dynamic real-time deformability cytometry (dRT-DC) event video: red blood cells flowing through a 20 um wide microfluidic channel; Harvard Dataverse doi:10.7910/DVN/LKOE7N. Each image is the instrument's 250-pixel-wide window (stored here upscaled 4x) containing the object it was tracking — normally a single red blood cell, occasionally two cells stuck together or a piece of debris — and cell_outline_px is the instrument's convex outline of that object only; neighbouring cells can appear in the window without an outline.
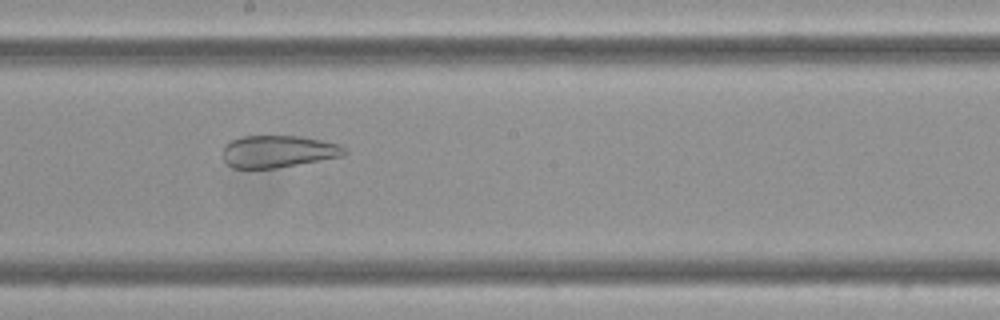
{"species": "Egyptian fruit bat (a non-hibernating species)", "species_latin": "Rousettus aegyptiacus", "temperature_condition": "cold", "stored_images_in_passage": 5, "camera_frame_rate_fps": 3000, "um_per_image_px": 0.085, "frame": {"image": 1, "passage_image": 5, "time_ms": 1.333, "image_size_px": [1000, 320], "cell_outline_px": [[348, 152], [344, 156], [276, 168], [232, 168], [224, 160], [224, 144], [240, 136], [300, 136], [340, 144]], "centroid_in_image_um": [23.65, 12.87], "position_along_channel_um": 224.5, "area_um2": 22.77}}